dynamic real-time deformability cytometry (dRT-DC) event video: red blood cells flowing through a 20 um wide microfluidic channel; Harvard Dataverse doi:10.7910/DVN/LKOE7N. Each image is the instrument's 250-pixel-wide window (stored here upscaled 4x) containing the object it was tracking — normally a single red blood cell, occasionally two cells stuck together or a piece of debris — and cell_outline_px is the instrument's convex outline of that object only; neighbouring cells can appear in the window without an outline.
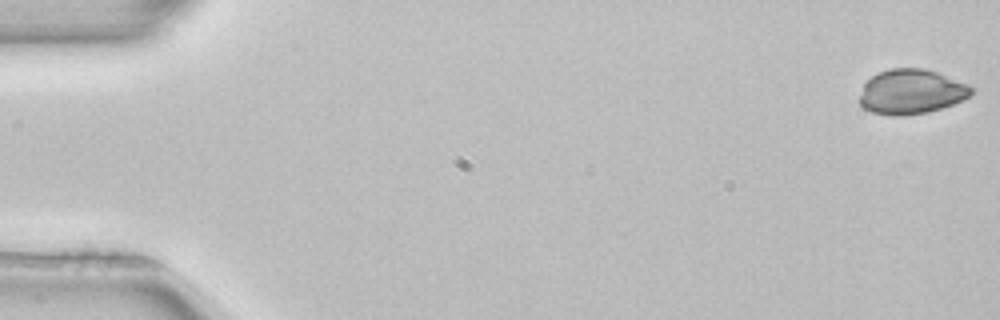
{"species": "common noctule bat (a hibernating species)", "species_latin": "Nyctalus noctula", "temperature_condition": "room temperature", "stored_images_in_passage": 52, "camera_frame_rate_fps": 3000, "um_per_image_px": 0.085, "animal": {"sex": "female", "body_mass_g": 22.7, "forearm_length_mm": 54.2}, "frame": {"image": 1, "passage_image": 1, "time_ms": 0.0, "image_size_px": [1000, 320], "cell_outline_px": [[972, 92], [968, 96], [952, 104], [928, 112], [904, 116], [892, 116], [872, 112], [864, 108], [856, 100], [864, 84], [872, 76], [880, 72], [892, 68], [924, 68], [936, 72], [968, 84], [972, 88]], "centroid_in_image_um": [77.4, 7.81], "position_along_channel_um": 7.6, "area_um2": 29.07}}
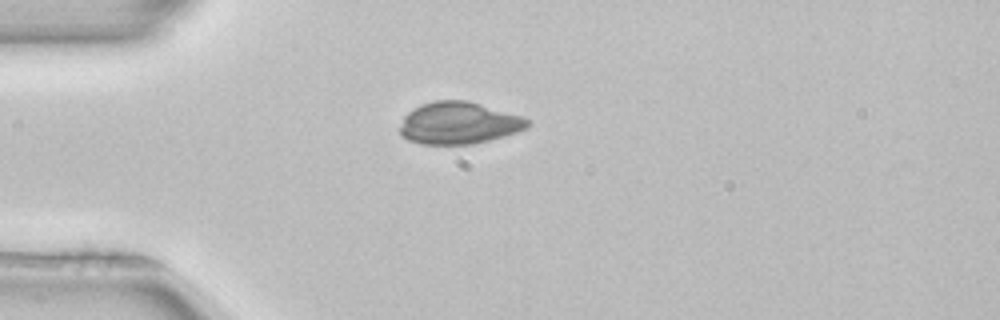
{"frame": {"image": 2, "passage_image": 14, "time_ms": 4.333, "image_size_px": [1000, 320], "cell_outline_px": [[528, 128], [504, 136], [472, 144], [420, 144], [408, 140], [400, 136], [400, 128], [404, 116], [408, 112], [420, 104], [436, 100], [468, 100], [524, 116], [528, 120]], "centroid_in_image_um": [38.99, 10.45], "position_along_channel_um": 46.0, "area_um2": 31.44}}
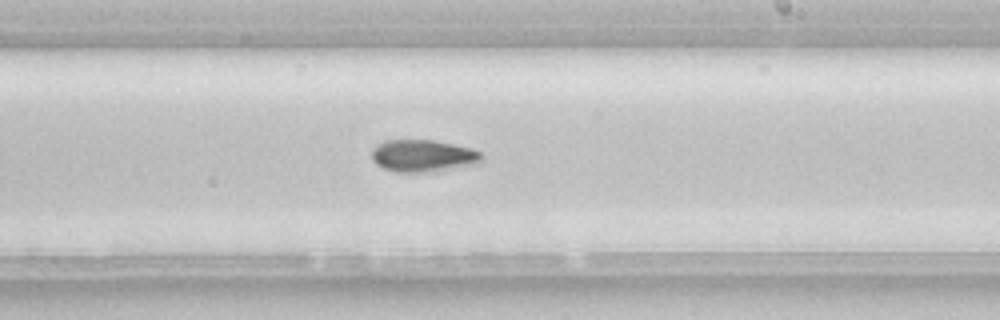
{"frame": {"image": 3, "passage_image": 31, "time_ms": 10.0, "image_size_px": [1000, 320], "cell_outline_px": [[484, 156], [480, 164], [420, 172], [396, 172], [384, 168], [376, 164], [372, 160], [372, 148], [384, 140], [432, 140], [472, 148], [480, 152]], "centroid_in_image_um": [35.96, 13.23], "position_along_channel_um": 253.0, "area_um2": 20.52}}